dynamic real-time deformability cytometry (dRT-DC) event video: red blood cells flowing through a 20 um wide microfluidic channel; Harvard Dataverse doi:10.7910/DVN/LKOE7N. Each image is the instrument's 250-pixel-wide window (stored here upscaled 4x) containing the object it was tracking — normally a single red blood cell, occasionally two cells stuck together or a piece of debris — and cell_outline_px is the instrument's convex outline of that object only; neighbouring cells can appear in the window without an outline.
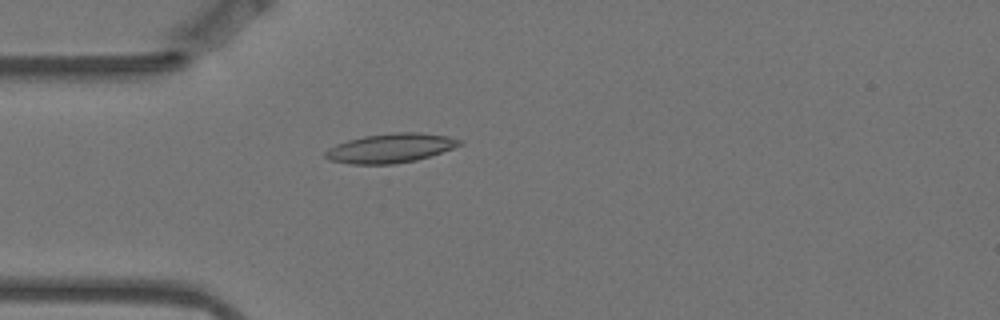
{"species": "Egyptian fruit bat (a non-hibernating species)", "species_latin": "Rousettus aegyptiacus", "temperature_condition": "warm", "stored_images_in_passage": 5, "camera_frame_rate_fps": 3000, "um_per_image_px": 0.085, "animal": {"sex": "female"}, "frame": {"image": 1, "passage_image": 5, "time_ms": 1.333, "image_size_px": [1000, 320], "cell_outline_px": [[464, 140], [460, 144], [452, 148], [416, 160], [392, 164], [352, 164], [332, 160], [324, 156], [324, 152], [328, 148], [336, 144], [348, 140], [364, 136], [392, 132], [420, 132], [448, 136]], "centroid_in_image_um": [33.18, 12.58], "position_along_channel_um": 51.8, "area_um2": 22.72}}